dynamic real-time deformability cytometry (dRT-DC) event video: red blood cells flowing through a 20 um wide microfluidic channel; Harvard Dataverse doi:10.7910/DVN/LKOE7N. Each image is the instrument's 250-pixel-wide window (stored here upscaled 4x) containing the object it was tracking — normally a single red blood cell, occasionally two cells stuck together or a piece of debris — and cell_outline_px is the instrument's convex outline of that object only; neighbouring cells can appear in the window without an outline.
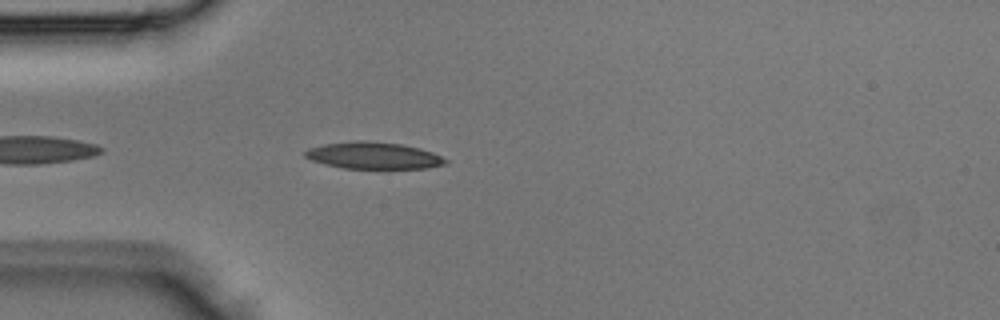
{"species": "Egyptian fruit bat (a non-hibernating species)", "species_latin": "Rousettus aegyptiacus", "temperature_condition": "room temperature", "stored_images_in_passage": 2, "camera_frame_rate_fps": 3000, "um_per_image_px": 0.085, "animal": {"sex": "male"}, "frame": {"image": 1, "passage_image": 2, "time_ms": 0.333, "image_size_px": [1000, 320], "cell_outline_px": [[448, 160], [444, 164], [424, 168], [344, 168], [324, 164], [312, 160], [304, 156], [304, 152], [308, 148], [324, 144], [356, 140], [364, 140], [400, 144], [420, 148], [432, 152]], "centroid_in_image_um": [31.7, 13.21], "position_along_channel_um": 53.3, "area_um2": 21.73}}